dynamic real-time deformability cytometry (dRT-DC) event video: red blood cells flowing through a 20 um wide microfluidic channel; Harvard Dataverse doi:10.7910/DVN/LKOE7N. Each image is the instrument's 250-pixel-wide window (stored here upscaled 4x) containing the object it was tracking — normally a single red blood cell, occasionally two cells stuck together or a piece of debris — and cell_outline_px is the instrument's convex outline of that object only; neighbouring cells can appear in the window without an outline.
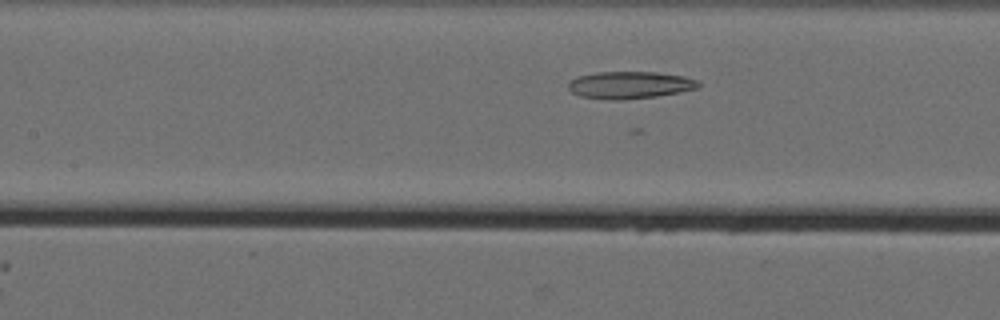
{"species": "Egyptian fruit bat (a non-hibernating species)", "species_latin": "Rousettus aegyptiacus", "temperature_condition": "cold", "stored_images_in_passage": 30, "camera_frame_rate_fps": 3000, "um_per_image_px": 0.085, "animal": {"sex": "female"}, "frame": {"image": 1, "passage_image": 8, "time_ms": 2.333, "image_size_px": [1000, 320], "cell_outline_px": [[700, 88], [680, 92], [656, 96], [624, 100], [608, 100], [580, 96], [572, 92], [568, 88], [568, 84], [572, 80], [580, 76], [596, 72], [656, 72], [684, 76], [700, 80]], "centroid_in_image_um": [53.59, 7.23], "position_along_channel_um": 153.8, "area_um2": 20.75}}
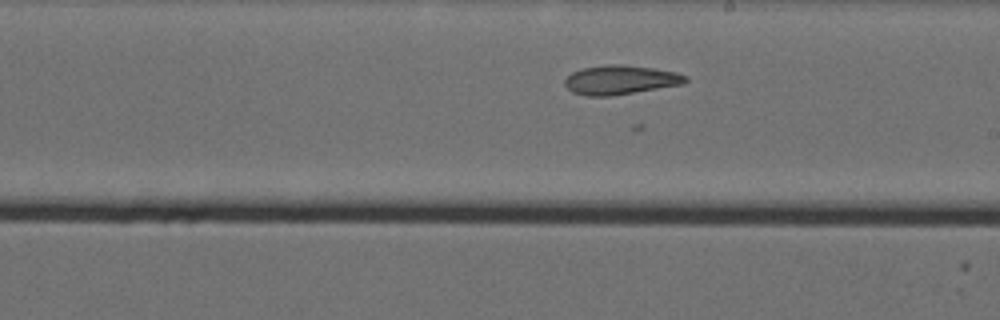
{"frame": {"image": 2, "passage_image": 15, "time_ms": 4.667, "image_size_px": [1000, 320], "cell_outline_px": [[688, 80], [684, 84], [612, 96], [584, 96], [572, 92], [564, 84], [564, 80], [572, 72], [584, 68], [608, 64], [620, 64], [652, 68], [676, 72], [688, 76]], "centroid_in_image_um": [52.74, 6.8], "position_along_channel_um": 236.3, "area_um2": 20.58}}
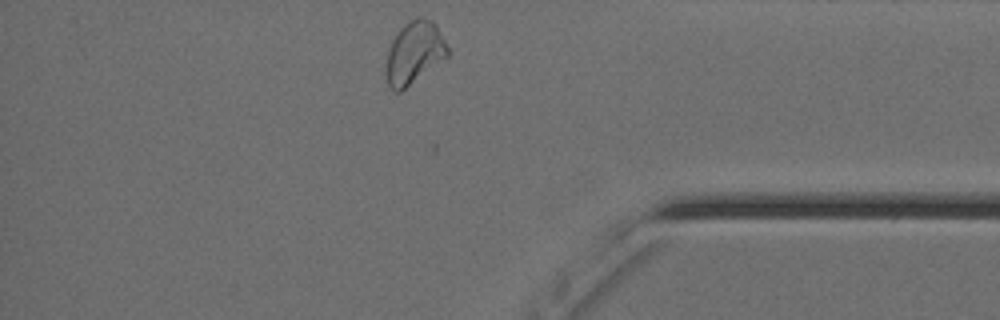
{"frame": {"image": 3, "passage_image": 30, "time_ms": 9.667, "image_size_px": [1000, 320], "cell_outline_px": [[448, 56], [400, 92], [396, 92], [388, 84], [388, 52], [392, 40], [400, 28], [404, 24], [416, 16], [424, 16], [432, 20], [436, 24], [448, 48]], "centroid_in_image_um": [35.25, 4.43], "position_along_channel_um": 400.0, "area_um2": 21.91}}